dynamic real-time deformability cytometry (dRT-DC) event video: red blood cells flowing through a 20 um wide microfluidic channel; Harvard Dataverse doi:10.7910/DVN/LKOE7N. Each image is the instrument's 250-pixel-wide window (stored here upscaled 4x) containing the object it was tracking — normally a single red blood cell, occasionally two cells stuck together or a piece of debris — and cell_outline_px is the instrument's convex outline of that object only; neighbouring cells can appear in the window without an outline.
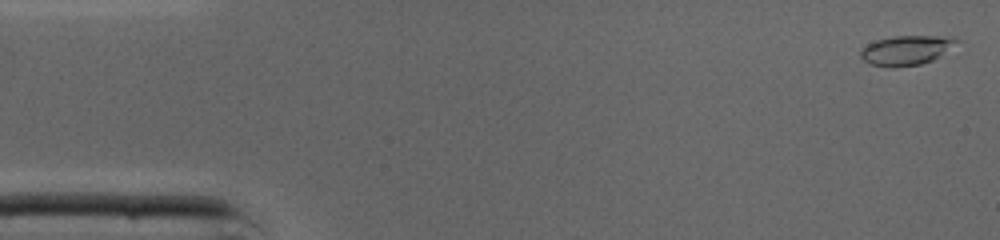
{"species": "common noctule bat (a hibernating species)", "species_latin": "Nyctalus noctula", "temperature_condition": "cold", "stored_images_in_passage": 35, "camera_frame_rate_fps": 3000, "um_per_image_px": 0.085, "animal": {"sex": "male", "body_mass_g": 19.0, "forearm_length_mm": 50.8}, "frame": {"image": 1, "passage_image": 1, "time_ms": 0.0, "image_size_px": [1000, 240], "cell_outline_px": [[960, 40], [932, 60], [920, 64], [892, 68], [872, 64], [864, 60], [860, 56], [860, 52], [868, 44], [876, 40], [892, 36], [956, 36]], "centroid_in_image_um": [77.02, 4.26], "position_along_channel_um": 8.0, "area_um2": 16.3}}
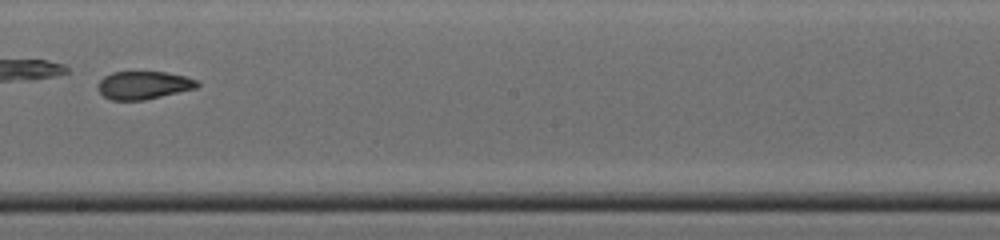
{"frame": {"image": 2, "passage_image": 25, "time_ms": 8.0, "image_size_px": [1000, 240], "cell_outline_px": [[200, 84], [196, 88], [144, 100], [112, 100], [104, 96], [100, 92], [100, 80], [104, 76], [112, 72], [168, 72], [184, 76], [196, 80]], "centroid_in_image_um": [12.22, 7.23], "position_along_channel_um": 236.0, "area_um2": 15.95}, "authors_computed_cell_mechanics": {"area_um2": 16.473, "velocity_mm_per_s": 4.3712, "shape_relaxation_time_tau1_ms": 9.4079, "shape_relaxation_time_tau2_ms": null, "deformation_change_tau1": 0.2401, "deformation_change_tau2": null}}